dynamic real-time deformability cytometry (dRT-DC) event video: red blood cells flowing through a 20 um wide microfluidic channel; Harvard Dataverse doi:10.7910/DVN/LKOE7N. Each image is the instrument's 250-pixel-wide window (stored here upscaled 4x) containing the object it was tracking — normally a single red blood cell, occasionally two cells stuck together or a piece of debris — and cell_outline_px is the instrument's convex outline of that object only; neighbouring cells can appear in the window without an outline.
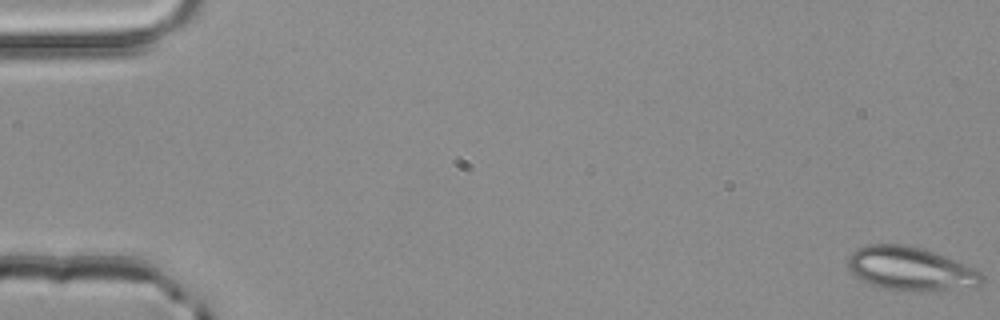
{"species": "common noctule bat (a hibernating species)", "species_latin": "Nyctalus noctula", "temperature_condition": "room temperature", "stored_images_in_passage": 53, "camera_frame_rate_fps": 3000, "um_per_image_px": 0.085, "animal": {"sex": "male", "body_mass_g": 20.4}, "frame": {"image": 1, "passage_image": 1, "time_ms": 0.0, "image_size_px": [1000, 320], "cell_outline_px": [[984, 284], [976, 288], [896, 292], [880, 288], [868, 284], [860, 280], [848, 268], [848, 256], [852, 252], [868, 244], [904, 244], [920, 248], [932, 252], [976, 268], [984, 276]], "centroid_in_image_um": [77.42, 22.88], "position_along_channel_um": 7.6, "area_um2": 34.56}}
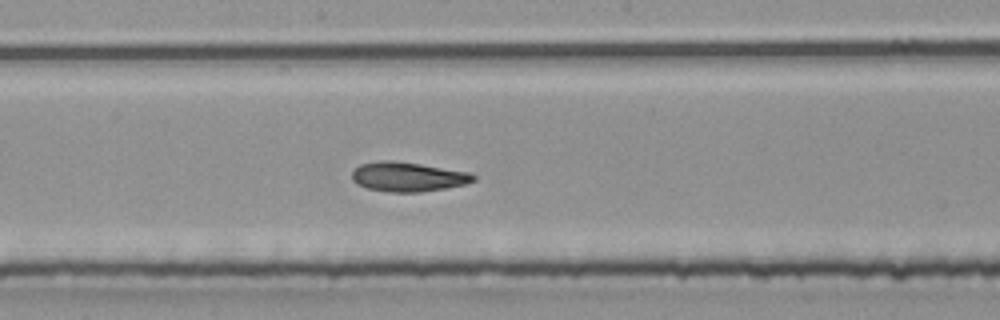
{"frame": {"image": 2, "passage_image": 29, "time_ms": 9.333, "image_size_px": [1000, 320], "cell_outline_px": [[476, 180], [464, 184], [444, 188], [420, 192], [388, 192], [368, 188], [356, 184], [352, 180], [352, 172], [360, 164], [380, 160], [392, 160], [420, 164], [468, 172], [476, 176]], "centroid_in_image_um": [34.64, 15.02], "position_along_channel_um": 213.6, "area_um2": 20.75}}
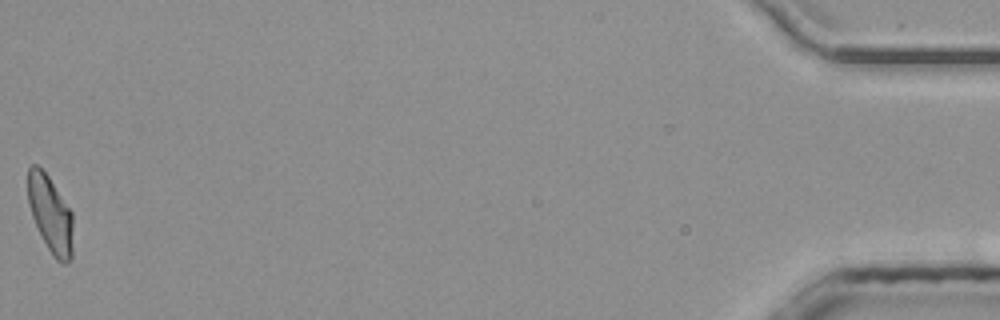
{"frame": {"image": 3, "passage_image": 53, "time_ms": 17.333, "image_size_px": [1000, 320], "cell_outline_px": [[72, 256], [68, 264], [64, 264], [56, 260], [48, 248], [32, 216], [28, 200], [28, 168], [32, 164], [36, 164], [48, 176], [72, 212]], "centroid_in_image_um": [4.29, 18.22], "position_along_channel_um": 430.9, "area_um2": 19.88}, "authors_computed_cell_mechanics": {"area_um2": 20.9814, "velocity_mm_per_s": 4.0197, "shape_relaxation_time_tau1_ms": 11.289, "shape_relaxation_time_tau2_ms": 3.6566, "deformation_change_tau1": 0.2474, "deformation_change_tau2": 0.0894}}